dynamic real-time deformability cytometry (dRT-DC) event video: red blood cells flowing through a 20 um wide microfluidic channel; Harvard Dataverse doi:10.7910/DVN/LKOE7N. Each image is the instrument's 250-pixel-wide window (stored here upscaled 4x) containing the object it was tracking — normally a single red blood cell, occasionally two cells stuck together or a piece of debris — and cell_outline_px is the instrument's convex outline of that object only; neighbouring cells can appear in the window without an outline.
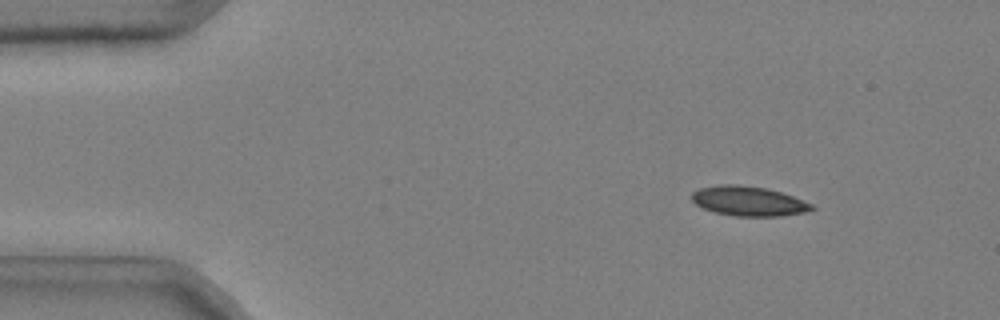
{"species": "common noctule bat (a hibernating species)", "species_latin": "Nyctalus noctula", "temperature_condition": "cold", "stored_images_in_passage": 52, "camera_frame_rate_fps": 3000, "um_per_image_px": 0.085, "animal": {"sex": "male", "body_mass_g": 20.4}, "frame": {"image": 1, "passage_image": 7, "time_ms": 2.0, "image_size_px": [1000, 320], "cell_outline_px": [[816, 208], [804, 212], [780, 216], [736, 216], [716, 212], [704, 208], [696, 204], [692, 200], [692, 192], [700, 188], [720, 184], [736, 184], [768, 188], [792, 196], [812, 204]], "centroid_in_image_um": [63.62, 17.08], "position_along_channel_um": 21.4, "area_um2": 20.58}}
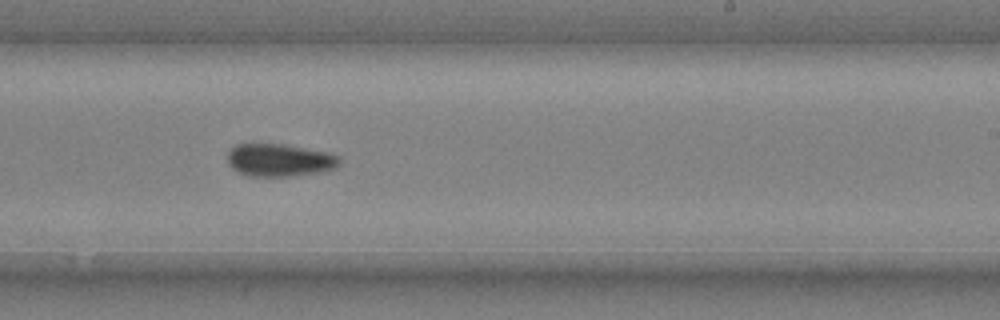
{"frame": {"image": 2, "passage_image": 33, "time_ms": 10.667, "image_size_px": [1000, 320], "cell_outline_px": [[340, 164], [336, 168], [324, 172], [288, 176], [248, 176], [232, 168], [228, 164], [228, 148], [236, 144], [284, 144], [328, 152], [340, 156]], "centroid_in_image_um": [23.78, 13.61], "position_along_channel_um": 265.2, "area_um2": 21.56}}
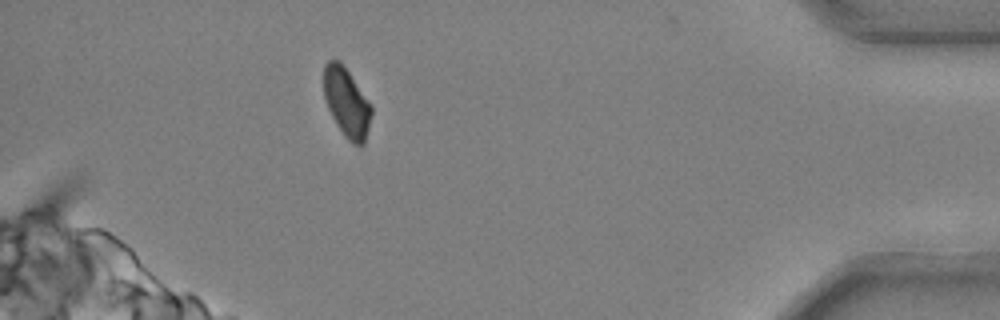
{"frame": {"image": 3, "passage_image": 48, "time_ms": 15.667, "image_size_px": [1000, 320], "cell_outline_px": [[372, 112], [364, 144], [360, 148], [352, 144], [344, 136], [336, 124], [328, 108], [324, 96], [324, 64], [328, 60], [340, 60], [372, 104]], "centroid_in_image_um": [29.48, 8.73], "position_along_channel_um": 405.7, "area_um2": 19.36}, "authors_computed_cell_mechanics": {"area_um2": 21.2126, "velocity_mm_per_s": 3.6933, "shape_relaxation_time_tau1_ms": 6.6605, "shape_relaxation_time_tau2_ms": 4.1199, "deformation_change_tau1": 0.1371, "deformation_change_tau2": 0.0695}}